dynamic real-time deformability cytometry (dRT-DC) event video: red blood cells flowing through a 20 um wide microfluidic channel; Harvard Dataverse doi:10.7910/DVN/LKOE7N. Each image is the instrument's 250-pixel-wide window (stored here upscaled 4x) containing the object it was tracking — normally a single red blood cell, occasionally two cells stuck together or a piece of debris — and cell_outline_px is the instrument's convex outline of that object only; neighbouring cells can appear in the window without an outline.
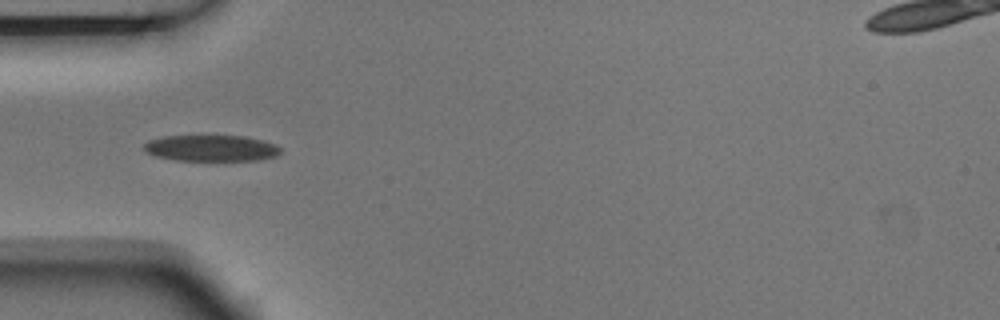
{"species": "Egyptian fruit bat (a non-hibernating species)", "species_latin": "Rousettus aegyptiacus", "temperature_condition": "room temperature", "stored_images_in_passage": 8, "camera_frame_rate_fps": 3000, "um_per_image_px": 0.085, "animal": {"sex": "male"}, "frame": {"image": 1, "passage_image": 5, "time_ms": 1.333, "image_size_px": [1000, 320], "cell_outline_px": [[280, 152], [276, 156], [256, 160], [176, 160], [156, 156], [148, 152], [144, 148], [144, 144], [148, 140], [164, 136], [244, 136], [264, 140], [276, 144], [280, 148]], "centroid_in_image_um": [17.97, 12.58], "position_along_channel_um": 67.0, "area_um2": 20.69}}
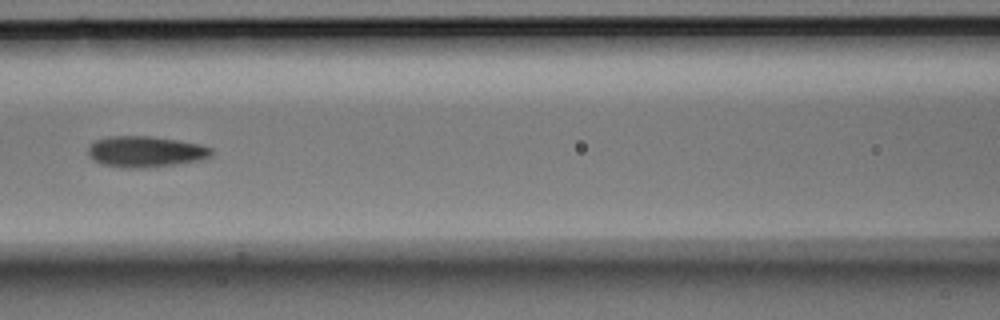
{"frame": {"image": 2, "passage_image": 7, "time_ms": 2.0, "image_size_px": [1000, 320], "cell_outline_px": [[212, 156], [200, 160], [176, 164], [148, 168], [120, 168], [100, 164], [92, 160], [88, 156], [88, 148], [96, 140], [112, 136], [148, 136], [180, 140], [200, 144], [212, 148]], "centroid_in_image_um": [12.36, 12.9], "position_along_channel_um": 154.2, "area_um2": 22.54}}
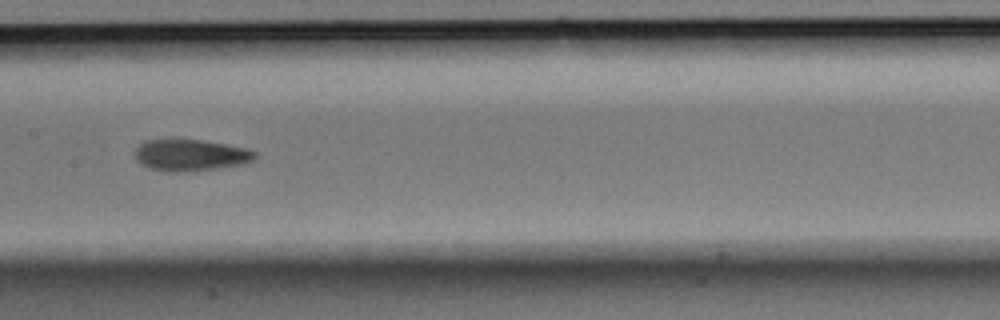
{"frame": {"image": 3, "passage_image": 8, "time_ms": 2.333, "image_size_px": [1000, 320], "cell_outline_px": [[256, 156], [252, 160], [244, 164], [216, 168], [180, 172], [168, 172], [148, 168], [136, 160], [136, 148], [144, 140], [204, 140], [244, 148], [256, 152]], "centroid_in_image_um": [16.17, 13.19], "position_along_channel_um": 191.2, "area_um2": 21.79}}